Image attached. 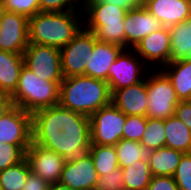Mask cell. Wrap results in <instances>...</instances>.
<instances>
[{"mask_svg":"<svg viewBox=\"0 0 191 190\" xmlns=\"http://www.w3.org/2000/svg\"><path fill=\"white\" fill-rule=\"evenodd\" d=\"M6 12H7L6 6L4 5L3 0H0V24H1V21H2L4 14Z\"/></svg>","mask_w":191,"mask_h":190,"instance_id":"cell-42","label":"cell"},{"mask_svg":"<svg viewBox=\"0 0 191 190\" xmlns=\"http://www.w3.org/2000/svg\"><path fill=\"white\" fill-rule=\"evenodd\" d=\"M88 18L87 30L95 34L97 40L114 44L125 49L124 17L127 12L123 8L103 2H84Z\"/></svg>","mask_w":191,"mask_h":190,"instance_id":"cell-5","label":"cell"},{"mask_svg":"<svg viewBox=\"0 0 191 190\" xmlns=\"http://www.w3.org/2000/svg\"><path fill=\"white\" fill-rule=\"evenodd\" d=\"M125 48L135 47L144 37L160 30L162 23L142 5L124 17ZM129 45V46H128Z\"/></svg>","mask_w":191,"mask_h":190,"instance_id":"cell-14","label":"cell"},{"mask_svg":"<svg viewBox=\"0 0 191 190\" xmlns=\"http://www.w3.org/2000/svg\"><path fill=\"white\" fill-rule=\"evenodd\" d=\"M183 152L163 146L147 152V159L152 176H173Z\"/></svg>","mask_w":191,"mask_h":190,"instance_id":"cell-22","label":"cell"},{"mask_svg":"<svg viewBox=\"0 0 191 190\" xmlns=\"http://www.w3.org/2000/svg\"><path fill=\"white\" fill-rule=\"evenodd\" d=\"M139 83L116 90L111 96L113 103L123 114L147 117L148 98L145 77Z\"/></svg>","mask_w":191,"mask_h":190,"instance_id":"cell-17","label":"cell"},{"mask_svg":"<svg viewBox=\"0 0 191 190\" xmlns=\"http://www.w3.org/2000/svg\"><path fill=\"white\" fill-rule=\"evenodd\" d=\"M0 143L31 145L32 114L13 105L0 118Z\"/></svg>","mask_w":191,"mask_h":190,"instance_id":"cell-10","label":"cell"},{"mask_svg":"<svg viewBox=\"0 0 191 190\" xmlns=\"http://www.w3.org/2000/svg\"><path fill=\"white\" fill-rule=\"evenodd\" d=\"M48 190H72L68 186L61 184L60 182L52 183L49 185Z\"/></svg>","mask_w":191,"mask_h":190,"instance_id":"cell-41","label":"cell"},{"mask_svg":"<svg viewBox=\"0 0 191 190\" xmlns=\"http://www.w3.org/2000/svg\"><path fill=\"white\" fill-rule=\"evenodd\" d=\"M7 12L26 16L28 19L39 12V0H3Z\"/></svg>","mask_w":191,"mask_h":190,"instance_id":"cell-33","label":"cell"},{"mask_svg":"<svg viewBox=\"0 0 191 190\" xmlns=\"http://www.w3.org/2000/svg\"><path fill=\"white\" fill-rule=\"evenodd\" d=\"M29 146L0 143V171L21 162Z\"/></svg>","mask_w":191,"mask_h":190,"instance_id":"cell-30","label":"cell"},{"mask_svg":"<svg viewBox=\"0 0 191 190\" xmlns=\"http://www.w3.org/2000/svg\"><path fill=\"white\" fill-rule=\"evenodd\" d=\"M179 190H191V153H184L173 175Z\"/></svg>","mask_w":191,"mask_h":190,"instance_id":"cell-32","label":"cell"},{"mask_svg":"<svg viewBox=\"0 0 191 190\" xmlns=\"http://www.w3.org/2000/svg\"><path fill=\"white\" fill-rule=\"evenodd\" d=\"M166 146L183 153H191V131L175 115L164 119Z\"/></svg>","mask_w":191,"mask_h":190,"instance_id":"cell-23","label":"cell"},{"mask_svg":"<svg viewBox=\"0 0 191 190\" xmlns=\"http://www.w3.org/2000/svg\"><path fill=\"white\" fill-rule=\"evenodd\" d=\"M175 116L191 131V101H179L176 105Z\"/></svg>","mask_w":191,"mask_h":190,"instance_id":"cell-37","label":"cell"},{"mask_svg":"<svg viewBox=\"0 0 191 190\" xmlns=\"http://www.w3.org/2000/svg\"><path fill=\"white\" fill-rule=\"evenodd\" d=\"M90 155L99 176H104L119 168L115 146L91 144Z\"/></svg>","mask_w":191,"mask_h":190,"instance_id":"cell-26","label":"cell"},{"mask_svg":"<svg viewBox=\"0 0 191 190\" xmlns=\"http://www.w3.org/2000/svg\"><path fill=\"white\" fill-rule=\"evenodd\" d=\"M143 6L164 27H170L191 17V0H144Z\"/></svg>","mask_w":191,"mask_h":190,"instance_id":"cell-18","label":"cell"},{"mask_svg":"<svg viewBox=\"0 0 191 190\" xmlns=\"http://www.w3.org/2000/svg\"><path fill=\"white\" fill-rule=\"evenodd\" d=\"M83 2H103L116 7L123 8L126 11L138 9L143 5V0H83Z\"/></svg>","mask_w":191,"mask_h":190,"instance_id":"cell-38","label":"cell"},{"mask_svg":"<svg viewBox=\"0 0 191 190\" xmlns=\"http://www.w3.org/2000/svg\"><path fill=\"white\" fill-rule=\"evenodd\" d=\"M30 172V166L26 158L18 164L0 171V185L2 190H23V186Z\"/></svg>","mask_w":191,"mask_h":190,"instance_id":"cell-27","label":"cell"},{"mask_svg":"<svg viewBox=\"0 0 191 190\" xmlns=\"http://www.w3.org/2000/svg\"><path fill=\"white\" fill-rule=\"evenodd\" d=\"M106 81L86 75L63 78L59 86V105L90 117L111 103Z\"/></svg>","mask_w":191,"mask_h":190,"instance_id":"cell-2","label":"cell"},{"mask_svg":"<svg viewBox=\"0 0 191 190\" xmlns=\"http://www.w3.org/2000/svg\"><path fill=\"white\" fill-rule=\"evenodd\" d=\"M162 69H160L161 72L151 73L152 75L146 77L147 117L164 120L175 115L179 100L170 79Z\"/></svg>","mask_w":191,"mask_h":190,"instance_id":"cell-6","label":"cell"},{"mask_svg":"<svg viewBox=\"0 0 191 190\" xmlns=\"http://www.w3.org/2000/svg\"><path fill=\"white\" fill-rule=\"evenodd\" d=\"M146 190H179L173 176H152Z\"/></svg>","mask_w":191,"mask_h":190,"instance_id":"cell-36","label":"cell"},{"mask_svg":"<svg viewBox=\"0 0 191 190\" xmlns=\"http://www.w3.org/2000/svg\"><path fill=\"white\" fill-rule=\"evenodd\" d=\"M5 94L0 90V99L4 96Z\"/></svg>","mask_w":191,"mask_h":190,"instance_id":"cell-43","label":"cell"},{"mask_svg":"<svg viewBox=\"0 0 191 190\" xmlns=\"http://www.w3.org/2000/svg\"><path fill=\"white\" fill-rule=\"evenodd\" d=\"M165 127L163 119L147 117L145 132L140 140L145 150L151 151L166 146Z\"/></svg>","mask_w":191,"mask_h":190,"instance_id":"cell-28","label":"cell"},{"mask_svg":"<svg viewBox=\"0 0 191 190\" xmlns=\"http://www.w3.org/2000/svg\"><path fill=\"white\" fill-rule=\"evenodd\" d=\"M133 55H140L146 62H155L159 66L167 65L171 62V37L169 27L144 37L135 47ZM137 53V54H136ZM146 59V60H145ZM160 63V64H158Z\"/></svg>","mask_w":191,"mask_h":190,"instance_id":"cell-15","label":"cell"},{"mask_svg":"<svg viewBox=\"0 0 191 190\" xmlns=\"http://www.w3.org/2000/svg\"><path fill=\"white\" fill-rule=\"evenodd\" d=\"M24 66L37 77L47 81H62L60 49L29 43L23 52Z\"/></svg>","mask_w":191,"mask_h":190,"instance_id":"cell-9","label":"cell"},{"mask_svg":"<svg viewBox=\"0 0 191 190\" xmlns=\"http://www.w3.org/2000/svg\"><path fill=\"white\" fill-rule=\"evenodd\" d=\"M130 52L131 48L129 52L127 49H123L117 56L115 62L109 68L107 83L111 95L116 90L128 87L144 80L140 74L143 72V70H145L143 69V65L145 66V64L144 62L142 63V60L139 61V55L136 57L131 55ZM138 61L141 64H139Z\"/></svg>","mask_w":191,"mask_h":190,"instance_id":"cell-13","label":"cell"},{"mask_svg":"<svg viewBox=\"0 0 191 190\" xmlns=\"http://www.w3.org/2000/svg\"><path fill=\"white\" fill-rule=\"evenodd\" d=\"M60 82L42 80L23 66L16 90L10 95L12 104L31 114L57 105Z\"/></svg>","mask_w":191,"mask_h":190,"instance_id":"cell-4","label":"cell"},{"mask_svg":"<svg viewBox=\"0 0 191 190\" xmlns=\"http://www.w3.org/2000/svg\"><path fill=\"white\" fill-rule=\"evenodd\" d=\"M93 190H125L122 169L99 176Z\"/></svg>","mask_w":191,"mask_h":190,"instance_id":"cell-34","label":"cell"},{"mask_svg":"<svg viewBox=\"0 0 191 190\" xmlns=\"http://www.w3.org/2000/svg\"><path fill=\"white\" fill-rule=\"evenodd\" d=\"M122 50L120 46L97 40L84 75L107 82L109 68Z\"/></svg>","mask_w":191,"mask_h":190,"instance_id":"cell-19","label":"cell"},{"mask_svg":"<svg viewBox=\"0 0 191 190\" xmlns=\"http://www.w3.org/2000/svg\"><path fill=\"white\" fill-rule=\"evenodd\" d=\"M147 125V117L126 115L123 139L140 142Z\"/></svg>","mask_w":191,"mask_h":190,"instance_id":"cell-31","label":"cell"},{"mask_svg":"<svg viewBox=\"0 0 191 190\" xmlns=\"http://www.w3.org/2000/svg\"><path fill=\"white\" fill-rule=\"evenodd\" d=\"M75 11L38 12L30 17L29 43L63 48L82 27H79Z\"/></svg>","mask_w":191,"mask_h":190,"instance_id":"cell-3","label":"cell"},{"mask_svg":"<svg viewBox=\"0 0 191 190\" xmlns=\"http://www.w3.org/2000/svg\"><path fill=\"white\" fill-rule=\"evenodd\" d=\"M165 66L169 70L162 71L170 79L178 100L191 101V60L184 58L171 61Z\"/></svg>","mask_w":191,"mask_h":190,"instance_id":"cell-21","label":"cell"},{"mask_svg":"<svg viewBox=\"0 0 191 190\" xmlns=\"http://www.w3.org/2000/svg\"><path fill=\"white\" fill-rule=\"evenodd\" d=\"M89 119L91 144L115 146L123 138L126 115L113 103L101 107Z\"/></svg>","mask_w":191,"mask_h":190,"instance_id":"cell-7","label":"cell"},{"mask_svg":"<svg viewBox=\"0 0 191 190\" xmlns=\"http://www.w3.org/2000/svg\"><path fill=\"white\" fill-rule=\"evenodd\" d=\"M78 0H39V12H62L75 10ZM64 7L67 8L64 10Z\"/></svg>","mask_w":191,"mask_h":190,"instance_id":"cell-35","label":"cell"},{"mask_svg":"<svg viewBox=\"0 0 191 190\" xmlns=\"http://www.w3.org/2000/svg\"><path fill=\"white\" fill-rule=\"evenodd\" d=\"M98 178L89 154L81 160L65 162L59 182L72 190H93Z\"/></svg>","mask_w":191,"mask_h":190,"instance_id":"cell-16","label":"cell"},{"mask_svg":"<svg viewBox=\"0 0 191 190\" xmlns=\"http://www.w3.org/2000/svg\"><path fill=\"white\" fill-rule=\"evenodd\" d=\"M24 66L23 54L0 50V90L11 95L17 87Z\"/></svg>","mask_w":191,"mask_h":190,"instance_id":"cell-20","label":"cell"},{"mask_svg":"<svg viewBox=\"0 0 191 190\" xmlns=\"http://www.w3.org/2000/svg\"><path fill=\"white\" fill-rule=\"evenodd\" d=\"M32 142L65 162L81 160L90 154V119L59 104L37 110L32 114Z\"/></svg>","mask_w":191,"mask_h":190,"instance_id":"cell-1","label":"cell"},{"mask_svg":"<svg viewBox=\"0 0 191 190\" xmlns=\"http://www.w3.org/2000/svg\"><path fill=\"white\" fill-rule=\"evenodd\" d=\"M13 106L12 99L9 95H4L0 99V118Z\"/></svg>","mask_w":191,"mask_h":190,"instance_id":"cell-40","label":"cell"},{"mask_svg":"<svg viewBox=\"0 0 191 190\" xmlns=\"http://www.w3.org/2000/svg\"><path fill=\"white\" fill-rule=\"evenodd\" d=\"M49 183L40 176L30 172L27 176L23 190H48Z\"/></svg>","mask_w":191,"mask_h":190,"instance_id":"cell-39","label":"cell"},{"mask_svg":"<svg viewBox=\"0 0 191 190\" xmlns=\"http://www.w3.org/2000/svg\"><path fill=\"white\" fill-rule=\"evenodd\" d=\"M119 168L131 166L135 161L145 159L147 151L140 142L121 139L116 145Z\"/></svg>","mask_w":191,"mask_h":190,"instance_id":"cell-29","label":"cell"},{"mask_svg":"<svg viewBox=\"0 0 191 190\" xmlns=\"http://www.w3.org/2000/svg\"><path fill=\"white\" fill-rule=\"evenodd\" d=\"M96 41L95 34L85 28L60 49L61 70L64 78L85 74L86 65L92 57Z\"/></svg>","mask_w":191,"mask_h":190,"instance_id":"cell-8","label":"cell"},{"mask_svg":"<svg viewBox=\"0 0 191 190\" xmlns=\"http://www.w3.org/2000/svg\"><path fill=\"white\" fill-rule=\"evenodd\" d=\"M25 158L29 163L31 172L35 175L40 176L49 184L60 181L65 161L55 151L32 142L25 152Z\"/></svg>","mask_w":191,"mask_h":190,"instance_id":"cell-11","label":"cell"},{"mask_svg":"<svg viewBox=\"0 0 191 190\" xmlns=\"http://www.w3.org/2000/svg\"><path fill=\"white\" fill-rule=\"evenodd\" d=\"M29 45V19L6 12L0 24V50L23 54Z\"/></svg>","mask_w":191,"mask_h":190,"instance_id":"cell-12","label":"cell"},{"mask_svg":"<svg viewBox=\"0 0 191 190\" xmlns=\"http://www.w3.org/2000/svg\"><path fill=\"white\" fill-rule=\"evenodd\" d=\"M171 37V61L191 60V17L169 27Z\"/></svg>","mask_w":191,"mask_h":190,"instance_id":"cell-24","label":"cell"},{"mask_svg":"<svg viewBox=\"0 0 191 190\" xmlns=\"http://www.w3.org/2000/svg\"><path fill=\"white\" fill-rule=\"evenodd\" d=\"M121 169L125 190H146L151 182L152 173L147 157Z\"/></svg>","mask_w":191,"mask_h":190,"instance_id":"cell-25","label":"cell"}]
</instances>
